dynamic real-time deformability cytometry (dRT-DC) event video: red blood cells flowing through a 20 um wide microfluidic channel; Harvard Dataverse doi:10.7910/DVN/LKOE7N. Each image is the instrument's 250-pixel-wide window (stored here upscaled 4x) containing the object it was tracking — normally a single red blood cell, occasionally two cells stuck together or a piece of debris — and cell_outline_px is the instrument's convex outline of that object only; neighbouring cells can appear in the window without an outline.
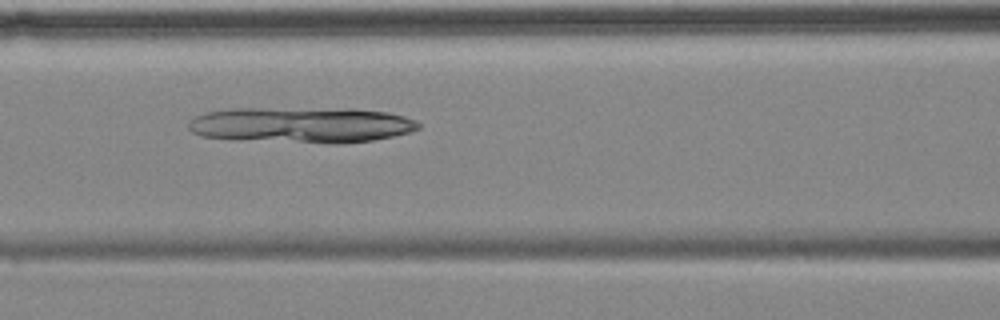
{"species": "common noctule bat (a hibernating species)", "species_latin": "Nyctalus noctula", "temperature_condition": "cold", "stored_images_in_passage": 5, "camera_frame_rate_fps": 3000, "um_per_image_px": 0.085, "animal": {"sex": "female", "body_mass_g": 18.4}, "frame": {"image": 1, "passage_image": 5, "time_ms": 5.667, "image_size_px": [1000, 320], "cell_outline_px": [[420, 128], [408, 132], [392, 136], [372, 140], [340, 144], [332, 144], [232, 140], [200, 136], [192, 132], [188, 128], [188, 124], [196, 116], [208, 112], [232, 108], [348, 108], [388, 112], [404, 116], [416, 120], [420, 124]], "centroid_in_image_um": [25.61, 10.63], "position_along_channel_um": 141.0, "area_um2": 48.73}}